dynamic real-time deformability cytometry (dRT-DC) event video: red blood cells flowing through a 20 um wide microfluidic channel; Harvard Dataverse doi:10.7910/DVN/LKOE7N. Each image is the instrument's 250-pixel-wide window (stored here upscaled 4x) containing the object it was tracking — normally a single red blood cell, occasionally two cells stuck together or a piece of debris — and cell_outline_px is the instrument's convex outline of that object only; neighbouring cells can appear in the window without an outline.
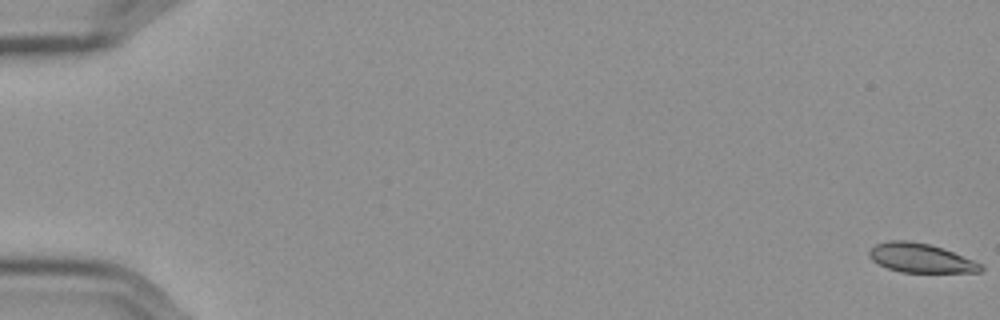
{"species": "Egyptian fruit bat (a non-hibernating species)", "species_latin": "Rousettus aegyptiacus", "temperature_condition": "cold", "stored_images_in_passage": 18, "camera_frame_rate_fps": 3000, "um_per_image_px": 0.085, "frame": {"image": 1, "passage_image": 1, "time_ms": 0.0, "image_size_px": [1000, 320], "cell_outline_px": [[984, 268], [980, 272], [900, 272], [888, 268], [872, 260], [868, 256], [868, 252], [876, 244], [888, 240], [908, 240], [928, 244], [944, 248], [972, 260], [980, 264]], "centroid_in_image_um": [78.23, 21.92], "position_along_channel_um": 6.8, "area_um2": 18.79}}